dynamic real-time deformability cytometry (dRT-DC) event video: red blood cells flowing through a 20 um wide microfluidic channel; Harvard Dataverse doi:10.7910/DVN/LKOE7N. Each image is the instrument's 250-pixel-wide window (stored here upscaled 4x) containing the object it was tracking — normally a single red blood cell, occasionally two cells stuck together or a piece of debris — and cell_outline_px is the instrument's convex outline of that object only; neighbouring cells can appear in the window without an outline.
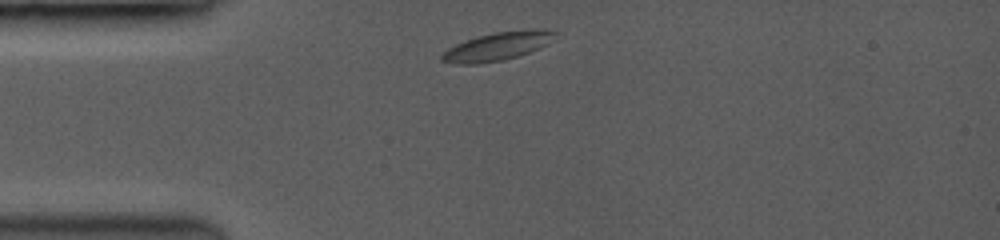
{"species": "common noctule bat (a hibernating species)", "species_latin": "Nyctalus noctula", "temperature_condition": "room temperature", "stored_images_in_passage": 31, "camera_frame_rate_fps": 3500, "um_per_image_px": 0.085, "animal": {"sex": "female", "body_mass_g": 19.0, "forearm_length_mm": 53.3}, "frame": {"image": 1, "passage_image": 1, "time_ms": 0.0, "image_size_px": [1000, 240], "cell_outline_px": [[556, 32], [548, 44], [528, 52], [516, 56], [500, 60], [472, 64], [456, 64], [440, 60], [440, 56], [448, 48], [456, 44], [476, 36], [492, 32]], "centroid_in_image_um": [42.1, 3.99], "position_along_channel_um": 42.9, "area_um2": 17.46}}
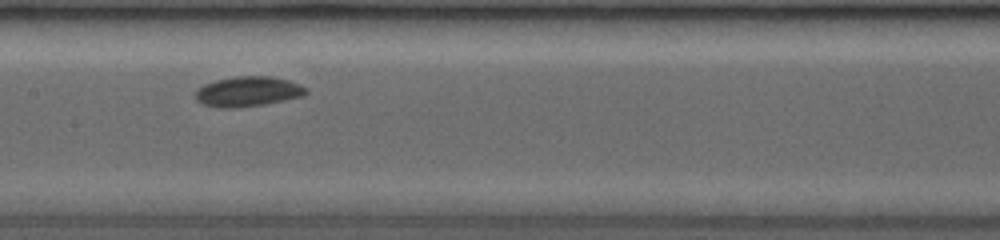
{"frame": {"image": 2, "passage_image": 14, "time_ms": 4.286, "image_size_px": [1000, 240], "cell_outline_px": [[308, 92], [300, 96], [264, 104], [204, 104], [196, 100], [196, 92], [204, 84], [216, 80], [236, 76], [272, 76], [288, 80], [300, 84], [308, 88]], "centroid_in_image_um": [21.17, 7.7], "position_along_channel_um": 186.2, "area_um2": 18.09}}
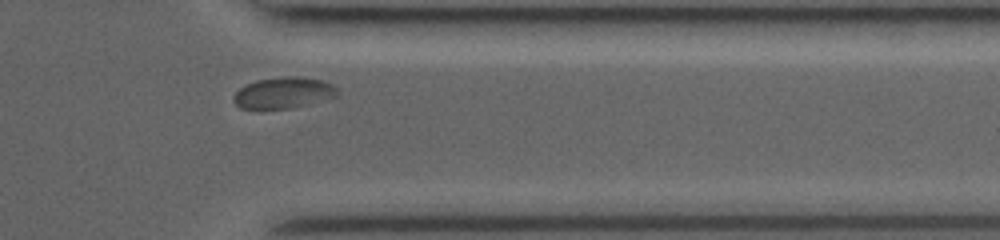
{"frame": {"image": 3, "passage_image": 27, "time_ms": 9.429, "image_size_px": [1000, 240], "cell_outline_px": [[336, 96], [328, 100], [292, 108], [260, 112], [240, 108], [232, 100], [232, 96], [240, 88], [248, 84], [260, 80], [320, 80], [332, 84], [336, 88]], "centroid_in_image_um": [24.01, 8.02], "position_along_channel_um": 387.4, "area_um2": 18.38}, "authors_computed_cell_mechanics": {"area_um2": 18.3804, "velocity_mm_per_s": 3.8758, "shape_relaxation_time_tau1_ms": 6.3476, "shape_relaxation_time_tau2_ms": null, "deformation_change_tau1": 0.1444, "deformation_change_tau2": null}}